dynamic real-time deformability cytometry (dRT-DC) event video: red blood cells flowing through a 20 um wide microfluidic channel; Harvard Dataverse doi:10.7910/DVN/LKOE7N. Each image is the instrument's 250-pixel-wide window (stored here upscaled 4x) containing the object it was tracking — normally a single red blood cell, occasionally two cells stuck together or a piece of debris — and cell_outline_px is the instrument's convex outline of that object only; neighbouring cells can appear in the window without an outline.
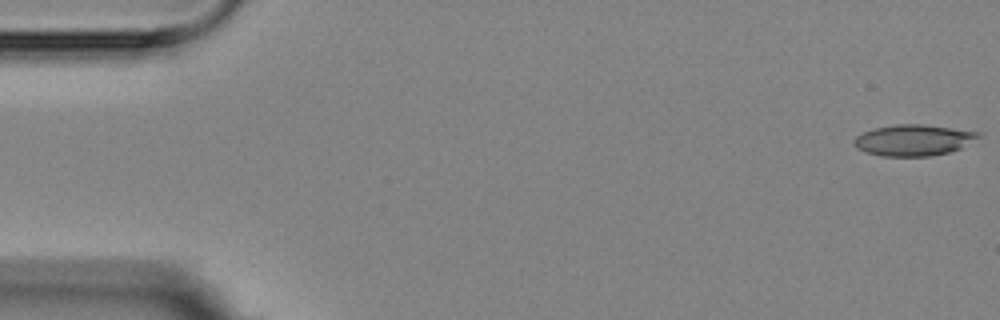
{"species": "Egyptian fruit bat (a non-hibernating species)", "species_latin": "Rousettus aegyptiacus", "temperature_condition": "room temperature", "stored_images_in_passage": 5, "camera_frame_rate_fps": 3000, "um_per_image_px": 0.085, "animal": {"sex": "female"}, "frame": {"image": 1, "passage_image": 1, "time_ms": 0.0, "image_size_px": [1000, 320], "cell_outline_px": [[984, 136], [960, 148], [948, 152], [928, 156], [880, 156], [864, 152], [856, 148], [852, 144], [852, 140], [856, 136], [872, 128], [896, 124], [924, 124], [980, 132]], "centroid_in_image_um": [77.62, 11.91], "position_along_channel_um": 7.4, "area_um2": 22.83}}
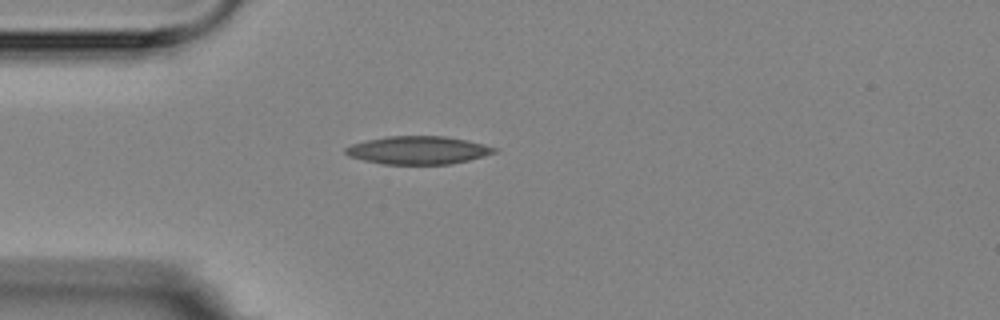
{"frame": {"image": 2, "passage_image": 4, "time_ms": 4.667, "image_size_px": [1000, 320], "cell_outline_px": [[496, 152], [484, 156], [452, 164], [384, 164], [364, 160], [348, 156], [344, 152], [344, 148], [352, 144], [368, 140], [388, 136], [448, 136], [468, 140], [484, 144], [496, 148]], "centroid_in_image_um": [35.54, 12.76], "position_along_channel_um": 49.5, "area_um2": 24.28}}